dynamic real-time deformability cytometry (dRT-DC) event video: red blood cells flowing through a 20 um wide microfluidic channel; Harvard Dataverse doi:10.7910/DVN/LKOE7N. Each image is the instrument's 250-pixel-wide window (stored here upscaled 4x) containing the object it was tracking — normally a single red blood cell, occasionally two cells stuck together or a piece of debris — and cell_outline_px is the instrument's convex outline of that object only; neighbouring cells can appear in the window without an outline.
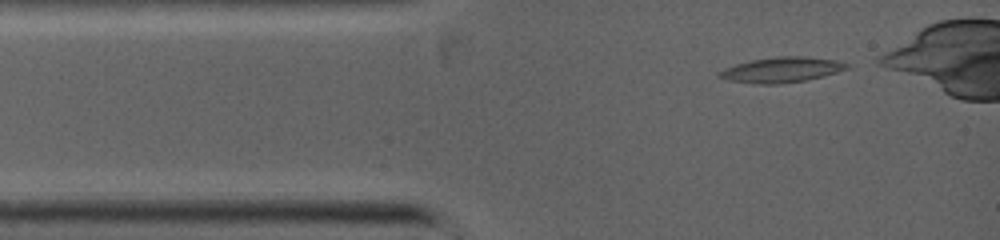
{"species": "common noctule bat (a hibernating species)", "species_latin": "Nyctalus noctula", "temperature_condition": "warm", "stored_images_in_passage": 26, "camera_frame_rate_fps": 5000, "um_per_image_px": 0.085, "animal": {"sex": "female", "body_mass_g": 19.0, "forearm_length_mm": 53.3}, "frame": {"image": 1, "passage_image": 1, "time_ms": 0.0, "image_size_px": [1000, 240], "cell_outline_px": [[848, 68], [824, 76], [804, 80], [776, 84], [760, 84], [732, 80], [716, 76], [720, 72], [736, 64], [752, 60], [776, 56], [804, 56], [836, 60], [848, 64]], "centroid_in_image_um": [66.47, 5.92], "position_along_channel_um": 18.5, "area_um2": 18.32}}
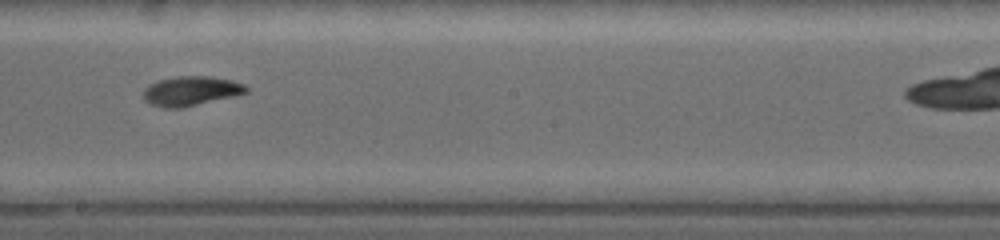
{"frame": {"image": 2, "passage_image": 13, "time_ms": 5.0, "image_size_px": [1000, 240], "cell_outline_px": [[248, 92], [232, 96], [180, 108], [164, 108], [148, 104], [144, 100], [144, 88], [148, 84], [160, 80], [176, 76], [208, 76], [232, 80], [244, 84], [248, 88]], "centroid_in_image_um": [16.19, 7.73], "position_along_channel_um": 232.0, "area_um2": 17.57}}
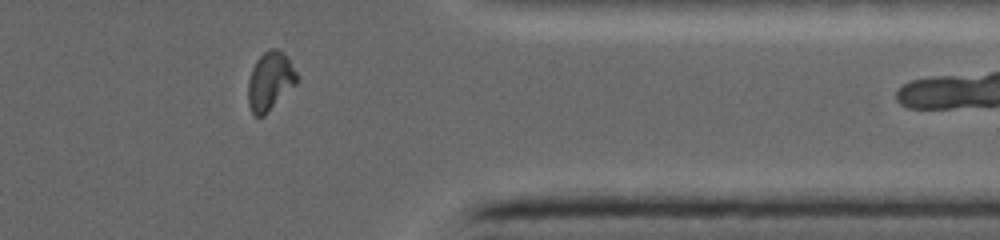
{"frame": {"image": 3, "passage_image": 21, "time_ms": 8.4, "image_size_px": [1000, 240], "cell_outline_px": [[300, 80], [264, 116], [256, 116], [252, 112], [248, 104], [248, 80], [252, 68], [256, 60], [268, 48], [276, 48], [284, 52], [288, 56], [300, 76]], "centroid_in_image_um": [22.99, 6.86], "position_along_channel_um": 388.4, "area_um2": 16.99}}